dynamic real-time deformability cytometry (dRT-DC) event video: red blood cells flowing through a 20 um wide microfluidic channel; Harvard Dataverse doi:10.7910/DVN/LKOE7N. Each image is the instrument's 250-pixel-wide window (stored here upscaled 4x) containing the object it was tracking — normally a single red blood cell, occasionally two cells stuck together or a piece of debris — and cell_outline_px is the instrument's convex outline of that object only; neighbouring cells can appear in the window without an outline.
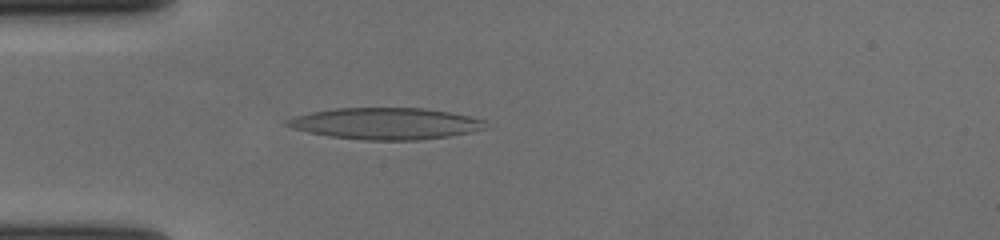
{"species": "human", "species_latin": "Homo sapiens", "temperature_condition": "cold", "stored_images_in_passage": 44, "camera_frame_rate_fps": 3000, "um_per_image_px": 0.085, "donor": {"sex": "female"}, "frame": {"image": 1, "passage_image": 9, "time_ms": 2.667, "image_size_px": [1000, 240], "cell_outline_px": [[488, 128], [448, 136], [416, 140], [364, 140], [328, 136], [308, 132], [292, 128], [284, 124], [284, 120], [308, 112], [332, 108], [424, 108], [448, 112], [468, 116], [484, 120]], "centroid_in_image_um": [32.72, 10.5], "position_along_channel_um": 52.3, "area_um2": 36.47}}
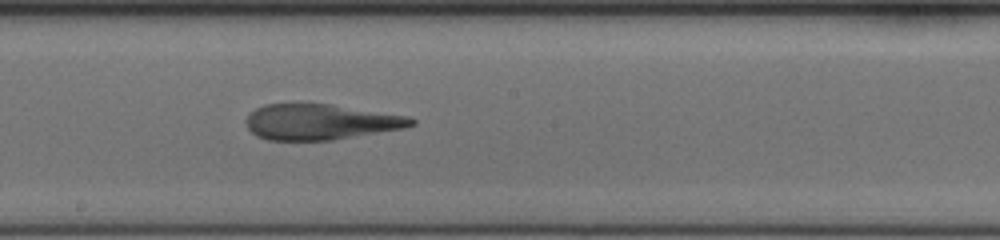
{"frame": {"image": 2, "passage_image": 24, "time_ms": 7.667, "image_size_px": [1000, 240], "cell_outline_px": [[416, 124], [404, 128], [332, 140], [268, 140], [256, 136], [248, 128], [244, 120], [248, 112], [264, 104], [328, 104], [408, 116], [416, 120]], "centroid_in_image_um": [27.19, 10.36], "position_along_channel_um": 221.0, "area_um2": 34.22}}
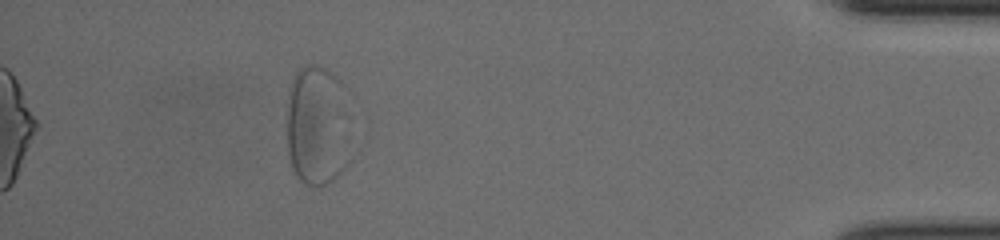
{"frame": {"image": 3, "passage_image": 44, "time_ms": 14.333, "image_size_px": [1000, 240], "cell_outline_px": [[344, 168], [332, 180], [320, 188], [312, 188], [304, 184], [296, 176], [292, 168], [288, 156], [288, 92], [292, 80], [296, 72], [300, 68], [308, 64], [312, 64], [324, 68], [336, 76], [344, 84]], "centroid_in_image_um": [26.86, 10.68], "position_along_channel_um": 408.3, "area_um2": 43.75}, "authors_computed_cell_mechanics": {"area_um2": 35.6626, "velocity_mm_per_s": 3.6179, "shape_relaxation_time_tau1_ms": null, "shape_relaxation_time_tau2_ms": 2.4901, "deformation_change_tau1": null, "deformation_change_tau2": 0.1229}}